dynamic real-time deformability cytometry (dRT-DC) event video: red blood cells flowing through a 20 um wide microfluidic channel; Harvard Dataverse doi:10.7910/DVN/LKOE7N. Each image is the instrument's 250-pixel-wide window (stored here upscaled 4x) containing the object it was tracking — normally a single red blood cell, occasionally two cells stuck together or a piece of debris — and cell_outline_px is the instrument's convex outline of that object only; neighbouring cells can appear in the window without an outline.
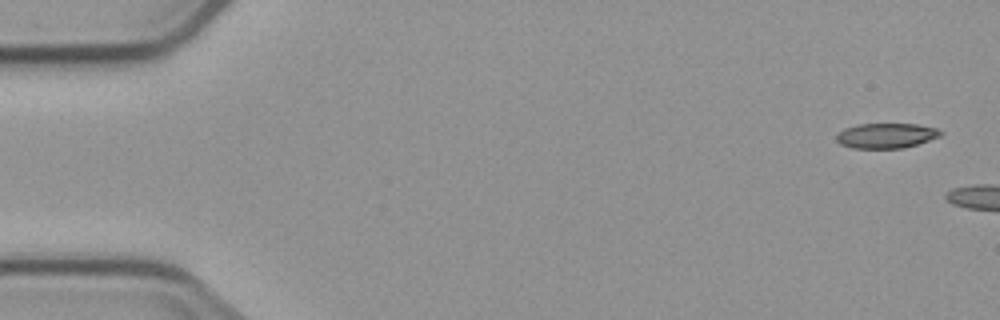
{"species": "common noctule bat (a hibernating species)", "species_latin": "Nyctalus noctula", "temperature_condition": "cold", "stored_images_in_passage": 6, "camera_frame_rate_fps": 3000, "um_per_image_px": 0.085, "animal": {"sex": "male", "body_mass_g": 23.1, "forearm_length_mm": 52.7}, "frame": {"image": 1, "passage_image": 1, "time_ms": 0.0, "image_size_px": [1000, 320], "cell_outline_px": [[944, 132], [940, 136], [904, 148], [852, 148], [840, 144], [836, 140], [836, 136], [844, 128], [860, 124], [916, 124], [936, 128]], "centroid_in_image_um": [75.32, 11.53], "position_along_channel_um": 9.7, "area_um2": 15.09}}